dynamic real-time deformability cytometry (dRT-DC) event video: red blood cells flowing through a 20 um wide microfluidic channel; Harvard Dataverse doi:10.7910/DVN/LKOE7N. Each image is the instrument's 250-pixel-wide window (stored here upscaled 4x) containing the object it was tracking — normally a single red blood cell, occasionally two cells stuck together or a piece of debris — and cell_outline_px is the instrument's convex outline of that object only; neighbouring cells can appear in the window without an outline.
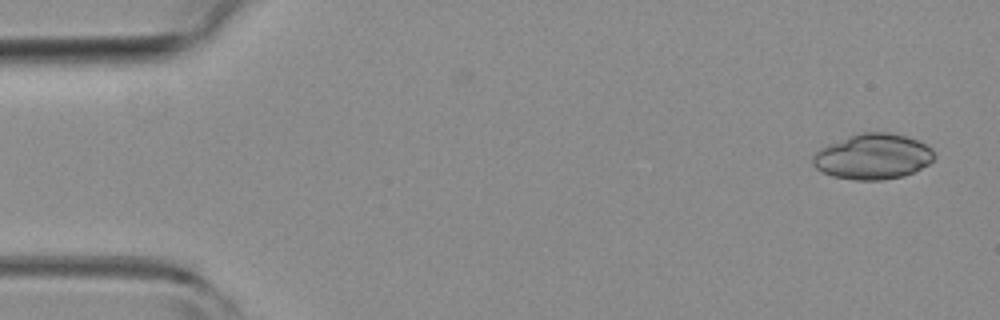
{"species": "common noctule bat (a hibernating species)", "species_latin": "Nyctalus noctula", "temperature_condition": "room temperature", "stored_images_in_passage": 2, "camera_frame_rate_fps": 3000, "um_per_image_px": 0.085, "animal": {"sex": "female", "body_mass_g": 19.3, "forearm_length_mm": 54.1}, "frame": {"image": 1, "passage_image": 2, "time_ms": 0.333, "image_size_px": [1000, 320], "cell_outline_px": [[936, 156], [928, 164], [904, 176], [884, 180], [856, 180], [832, 176], [816, 168], [812, 164], [812, 156], [820, 148], [828, 144], [848, 136], [860, 132], [888, 132], [904, 136], [916, 140], [932, 148]], "centroid_in_image_um": [74.18, 13.31], "position_along_channel_um": 10.8, "area_um2": 32.14}}